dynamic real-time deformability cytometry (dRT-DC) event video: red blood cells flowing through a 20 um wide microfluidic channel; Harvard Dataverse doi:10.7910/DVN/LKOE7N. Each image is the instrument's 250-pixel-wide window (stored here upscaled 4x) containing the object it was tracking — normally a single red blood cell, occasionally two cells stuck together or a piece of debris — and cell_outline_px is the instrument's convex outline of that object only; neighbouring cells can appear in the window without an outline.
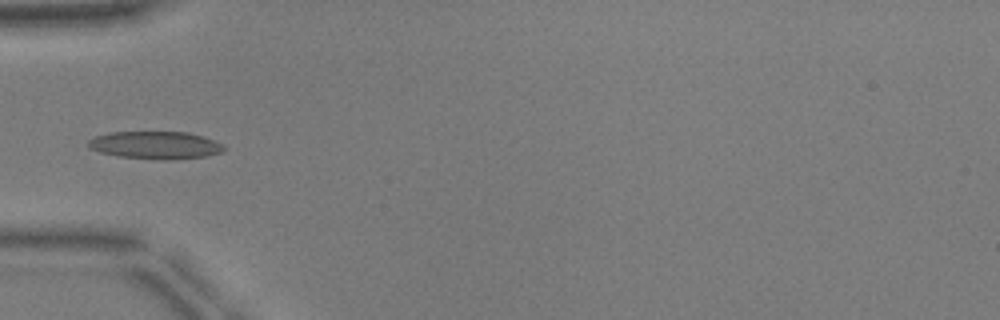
{"species": "common noctule bat (a hibernating species)", "species_latin": "Nyctalus noctula", "temperature_condition": "warm", "stored_images_in_passage": 19, "camera_frame_rate_fps": 3000, "um_per_image_px": 0.085, "animal": {"sex": "male", "body_mass_g": 17.9, "forearm_length_mm": 54.2}, "frame": {"image": 1, "passage_image": 1, "time_ms": 0.0, "image_size_px": [1000, 320], "cell_outline_px": [[224, 148], [220, 152], [204, 156], [172, 160], [164, 160], [120, 156], [100, 152], [92, 148], [88, 144], [88, 140], [96, 136], [112, 132], [188, 132], [204, 136], [224, 144]], "centroid_in_image_um": [13.25, 12.33], "position_along_channel_um": 71.8, "area_um2": 21.62}}
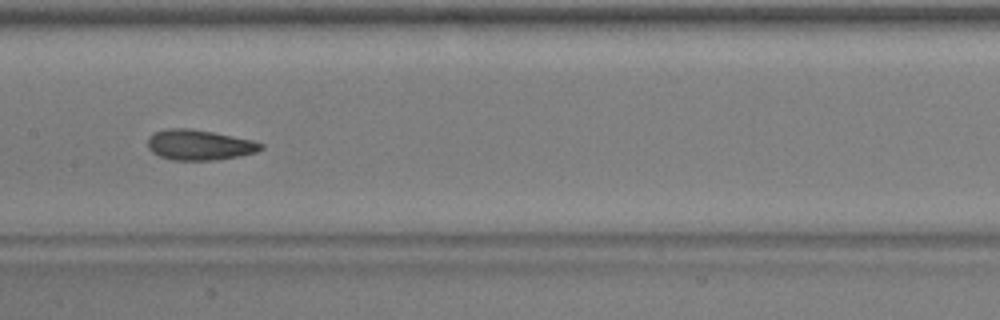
{"frame": {"image": 2, "passage_image": 10, "time_ms": 3.0, "image_size_px": [1000, 320], "cell_outline_px": [[264, 148], [256, 152], [240, 156], [212, 160], [172, 160], [160, 156], [152, 152], [148, 148], [148, 136], [152, 132], [168, 128], [188, 128], [212, 132], [252, 140], [264, 144]], "centroid_in_image_um": [16.92, 12.31], "position_along_channel_um": 190.5, "area_um2": 20.06}}
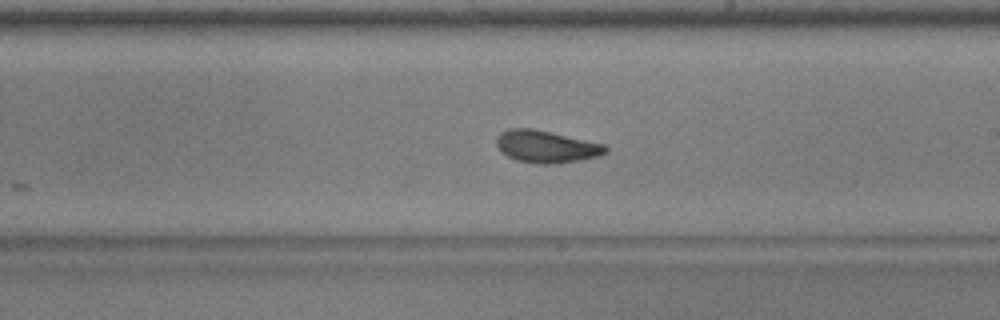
{"frame": {"image": 3, "passage_image": 14, "time_ms": 4.333, "image_size_px": [1000, 320], "cell_outline_px": [[608, 152], [596, 156], [580, 160], [556, 164], [536, 164], [516, 160], [508, 156], [496, 144], [496, 136], [500, 132], [508, 128], [532, 128], [604, 144], [608, 148]], "centroid_in_image_um": [46.41, 12.46], "position_along_channel_um": 242.6, "area_um2": 20.4}}